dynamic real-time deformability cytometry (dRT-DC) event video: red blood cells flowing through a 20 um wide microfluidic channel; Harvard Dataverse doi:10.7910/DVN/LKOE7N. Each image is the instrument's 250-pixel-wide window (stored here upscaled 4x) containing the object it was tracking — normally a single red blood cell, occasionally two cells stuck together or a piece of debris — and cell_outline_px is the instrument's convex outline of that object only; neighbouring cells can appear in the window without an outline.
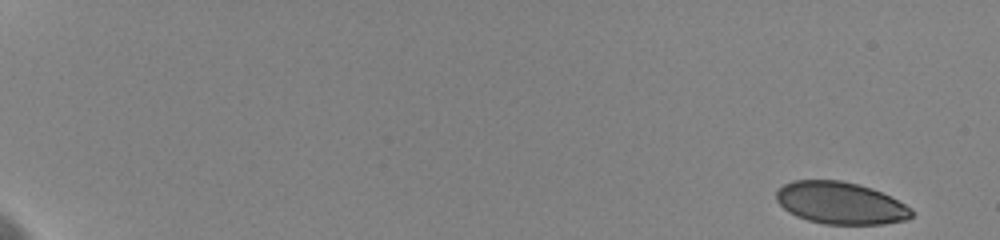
{"species": "human", "species_latin": "Homo sapiens", "temperature_condition": "cold", "stored_images_in_passage": 13, "camera_frame_rate_fps": 3000, "um_per_image_px": 0.085, "donor": {"sex": "female"}, "frame": {"image": 1, "passage_image": 1, "time_ms": 0.0, "image_size_px": [1000, 240], "cell_outline_px": [[912, 216], [908, 220], [884, 224], [824, 224], [808, 220], [796, 216], [788, 212], [776, 200], [776, 192], [784, 184], [792, 180], [840, 180], [872, 188], [912, 208]], "centroid_in_image_um": [71.43, 17.26], "position_along_channel_um": 13.6, "area_um2": 33.12}}
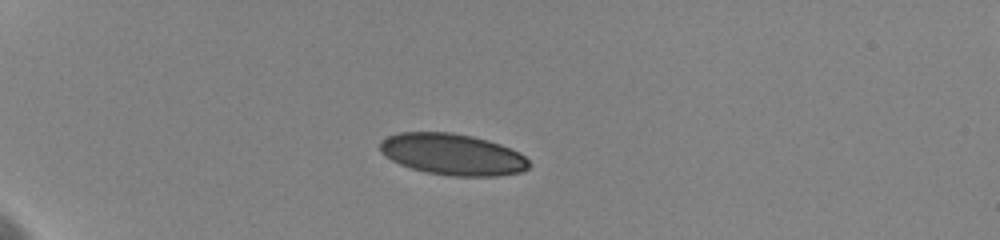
{"frame": {"image": 2, "passage_image": 8, "time_ms": 5.0, "image_size_px": [1000, 240], "cell_outline_px": [[532, 164], [524, 172], [496, 176], [448, 176], [428, 172], [412, 168], [400, 164], [392, 160], [380, 152], [380, 144], [388, 136], [400, 132], [452, 132], [472, 136], [488, 140], [500, 144], [520, 152]], "centroid_in_image_um": [38.51, 13.12], "position_along_channel_um": 46.5, "area_um2": 36.01}}